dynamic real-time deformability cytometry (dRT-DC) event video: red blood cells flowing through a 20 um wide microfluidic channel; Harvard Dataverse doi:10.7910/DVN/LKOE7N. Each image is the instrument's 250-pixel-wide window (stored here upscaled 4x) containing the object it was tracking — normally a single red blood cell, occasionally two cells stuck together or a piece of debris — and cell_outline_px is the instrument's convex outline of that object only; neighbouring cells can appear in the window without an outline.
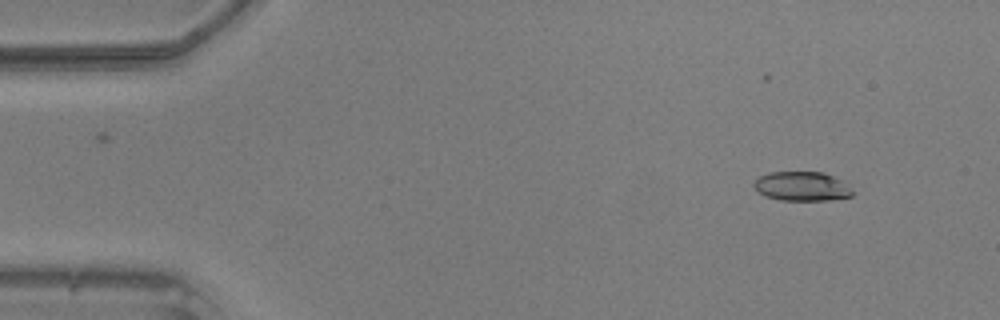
{"species": "common noctule bat (a hibernating species)", "species_latin": "Nyctalus noctula", "temperature_condition": "warm", "stored_images_in_passage": 14, "camera_frame_rate_fps": 3000, "um_per_image_px": 0.085, "animal": {"sex": "male", "body_mass_g": 20.5, "forearm_length_mm": 52.5}, "frame": {"image": 1, "passage_image": 3, "time_ms": 0.667, "image_size_px": [1000, 320], "cell_outline_px": [[856, 192], [852, 196], [828, 200], [780, 200], [764, 196], [752, 184], [760, 176], [768, 172], [824, 172], [844, 180]], "centroid_in_image_um": [68.23, 15.83], "position_along_channel_um": 16.8, "area_um2": 17.05}}
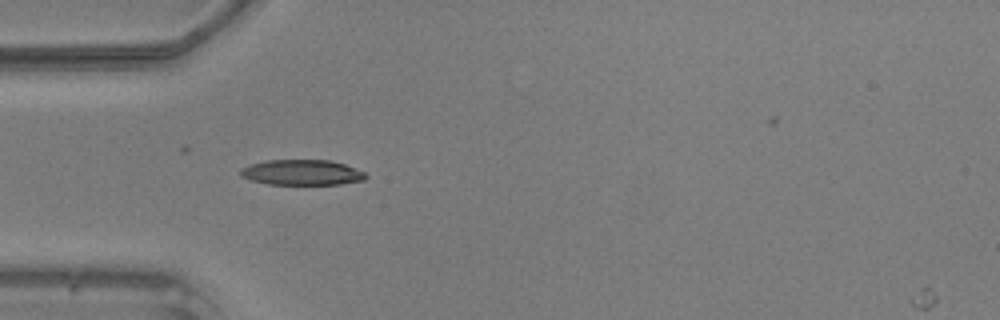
{"frame": {"image": 2, "passage_image": 13, "time_ms": 4.0, "image_size_px": [1000, 320], "cell_outline_px": [[368, 176], [364, 180], [340, 184], [268, 184], [252, 180], [240, 176], [240, 168], [248, 164], [264, 160], [332, 160], [344, 164], [364, 172]], "centroid_in_image_um": [25.63, 14.65], "position_along_channel_um": 59.4, "area_um2": 18.61}}